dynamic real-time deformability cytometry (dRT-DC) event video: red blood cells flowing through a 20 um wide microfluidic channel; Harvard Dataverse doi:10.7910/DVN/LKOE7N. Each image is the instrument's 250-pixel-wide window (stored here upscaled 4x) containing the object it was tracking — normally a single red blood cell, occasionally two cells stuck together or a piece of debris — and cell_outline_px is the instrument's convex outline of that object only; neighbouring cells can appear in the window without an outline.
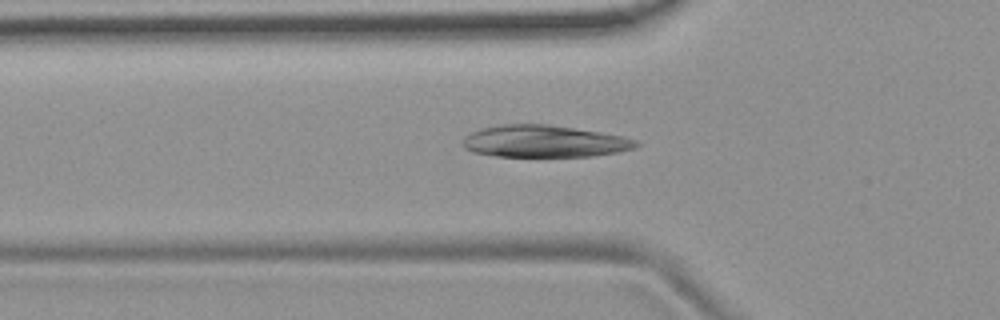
{"species": "common noctule bat (a hibernating species)", "species_latin": "Nyctalus noctula", "temperature_condition": "room temperature", "stored_images_in_passage": 42, "camera_frame_rate_fps": 3000, "um_per_image_px": 0.085, "animal": {"sex": "female", "body_mass_g": 19.9}, "frame": {"image": 1, "passage_image": 7, "time_ms": 2.0, "image_size_px": [1000, 320], "cell_outline_px": [[640, 144], [632, 148], [620, 152], [592, 156], [496, 156], [472, 152], [464, 148], [464, 136], [480, 128], [504, 124], [548, 124], [600, 132], [620, 136], [636, 140]], "centroid_in_image_um": [46.24, 12.01], "position_along_channel_um": 79.6, "area_um2": 32.14}}
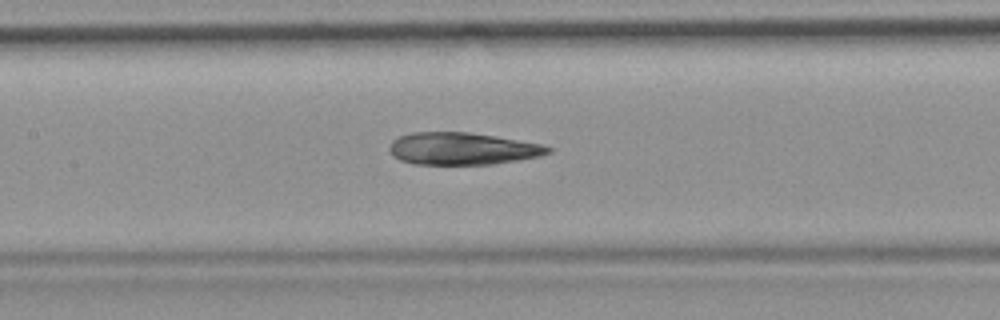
{"frame": {"image": 2, "passage_image": 14, "time_ms": 4.333, "image_size_px": [1000, 320], "cell_outline_px": [[552, 152], [540, 156], [520, 160], [492, 164], [412, 164], [400, 160], [388, 148], [392, 140], [400, 136], [412, 132], [468, 132], [496, 136], [544, 144], [552, 148]], "centroid_in_image_um": [39.35, 12.63], "position_along_channel_um": 168.1, "area_um2": 29.88}}
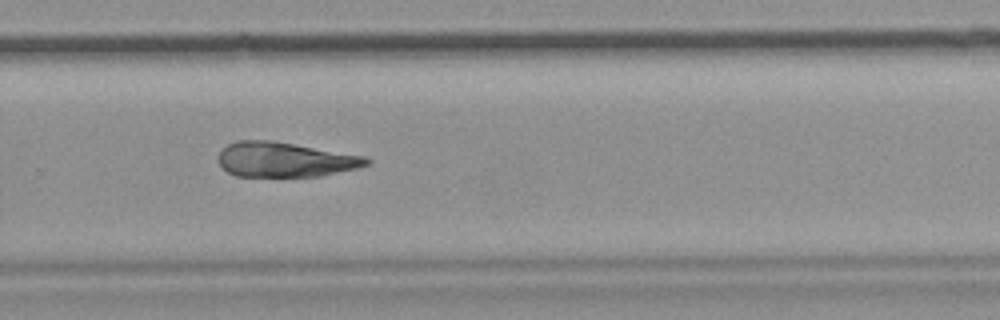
{"frame": {"image": 3, "passage_image": 25, "time_ms": 8.0, "image_size_px": [1000, 320], "cell_outline_px": [[372, 160], [368, 164], [356, 168], [320, 176], [236, 176], [228, 172], [220, 164], [220, 152], [228, 144], [236, 140], [268, 140], [364, 156]], "centroid_in_image_um": [24.21, 13.57], "position_along_channel_um": 305.6, "area_um2": 29.48}}